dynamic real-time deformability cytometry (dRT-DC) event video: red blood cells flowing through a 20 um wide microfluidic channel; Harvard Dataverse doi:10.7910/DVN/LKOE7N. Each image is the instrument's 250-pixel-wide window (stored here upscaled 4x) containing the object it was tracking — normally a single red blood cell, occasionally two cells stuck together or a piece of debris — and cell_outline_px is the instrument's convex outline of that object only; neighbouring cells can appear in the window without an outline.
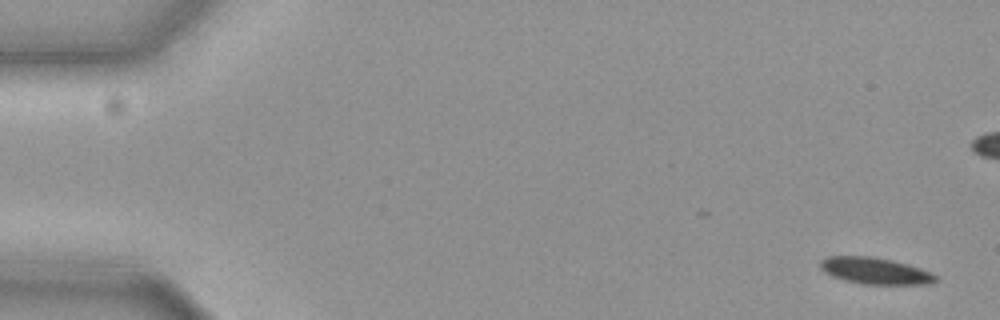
{"species": "common noctule bat (a hibernating species)", "species_latin": "Nyctalus noctula", "temperature_condition": "cold", "stored_images_in_passage": 17, "camera_frame_rate_fps": 3000, "um_per_image_px": 0.085, "animal": {"sex": "female", "body_mass_g": 19.3, "forearm_length_mm": 54.1}, "frame": {"image": 1, "passage_image": 1, "time_ms": 0.0, "image_size_px": [1000, 320], "cell_outline_px": [[936, 280], [924, 284], [864, 284], [844, 280], [832, 276], [824, 272], [820, 268], [820, 260], [828, 256], [872, 256], [892, 260], [920, 268], [936, 276]], "centroid_in_image_um": [74.31, 23.01], "position_along_channel_um": 10.7, "area_um2": 17.63}}